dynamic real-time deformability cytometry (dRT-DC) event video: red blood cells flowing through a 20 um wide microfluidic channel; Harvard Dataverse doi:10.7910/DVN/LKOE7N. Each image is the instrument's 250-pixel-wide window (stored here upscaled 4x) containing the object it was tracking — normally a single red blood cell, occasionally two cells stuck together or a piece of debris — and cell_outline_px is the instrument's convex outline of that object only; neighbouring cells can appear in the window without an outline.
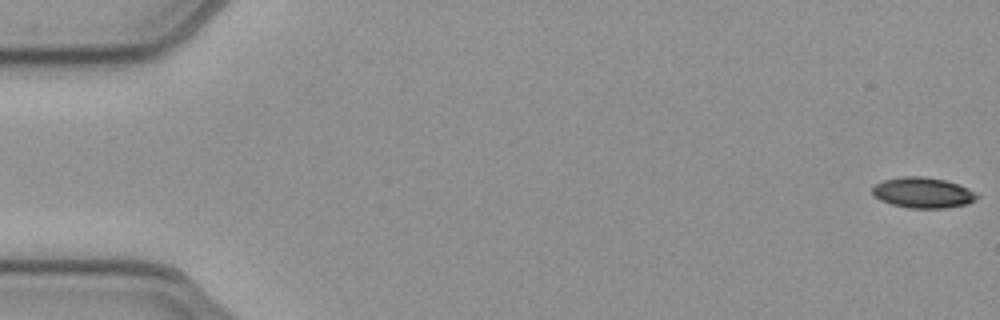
{"species": "common noctule bat (a hibernating species)", "species_latin": "Nyctalus noctula", "temperature_condition": "cold", "stored_images_in_passage": 53, "camera_frame_rate_fps": 3000, "um_per_image_px": 0.085, "animal": {"sex": "female", "body_mass_g": 21.9}, "frame": {"image": 1, "passage_image": 1, "time_ms": 0.0, "image_size_px": [1000, 320], "cell_outline_px": [[980, 196], [976, 200], [968, 204], [944, 208], [908, 208], [892, 204], [880, 200], [872, 192], [872, 188], [876, 184], [884, 180], [904, 176], [924, 176], [944, 180], [968, 188]], "centroid_in_image_um": [78.46, 16.38], "position_along_channel_um": 6.5, "area_um2": 18.55}}
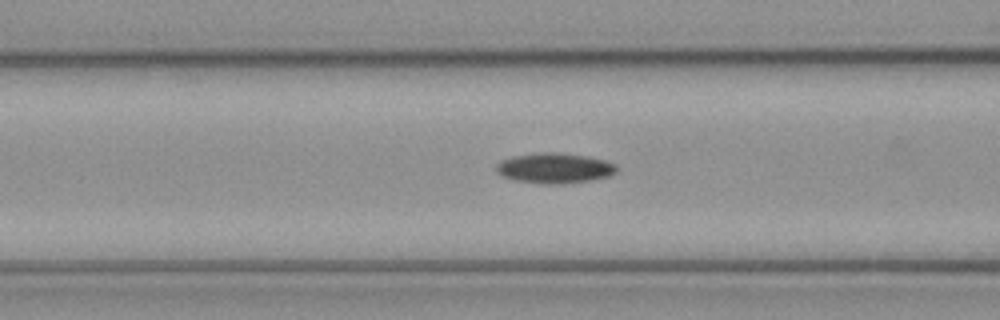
{"frame": {"image": 2, "passage_image": 21, "time_ms": 6.667, "image_size_px": [1000, 320], "cell_outline_px": [[620, 168], [616, 172], [608, 176], [588, 180], [560, 184], [540, 184], [516, 180], [504, 176], [496, 172], [496, 164], [500, 160], [512, 156], [540, 152], [560, 152], [588, 156], [604, 160], [616, 164]], "centroid_in_image_um": [47.13, 14.27], "position_along_channel_um": 119.5, "area_um2": 21.39}}
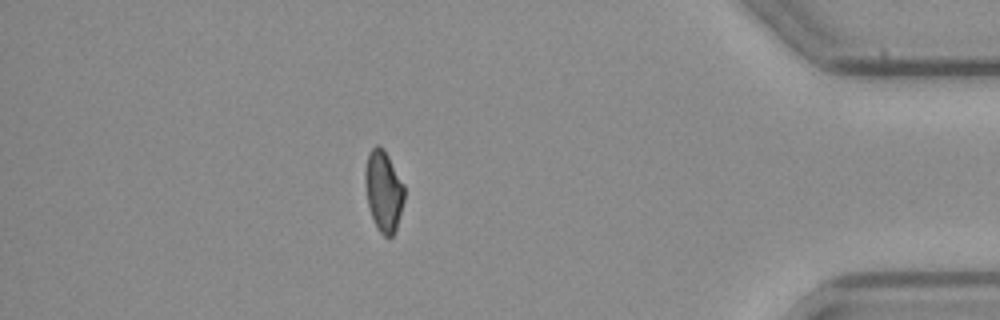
{"frame": {"image": 3, "passage_image": 46, "time_ms": 15.0, "image_size_px": [1000, 320], "cell_outline_px": [[404, 200], [396, 228], [392, 236], [384, 236], [380, 232], [372, 216], [368, 204], [364, 180], [364, 172], [368, 152], [376, 144], [380, 144], [384, 148], [404, 184]], "centroid_in_image_um": [32.59, 16.16], "position_along_channel_um": 402.6, "area_um2": 18.44}}